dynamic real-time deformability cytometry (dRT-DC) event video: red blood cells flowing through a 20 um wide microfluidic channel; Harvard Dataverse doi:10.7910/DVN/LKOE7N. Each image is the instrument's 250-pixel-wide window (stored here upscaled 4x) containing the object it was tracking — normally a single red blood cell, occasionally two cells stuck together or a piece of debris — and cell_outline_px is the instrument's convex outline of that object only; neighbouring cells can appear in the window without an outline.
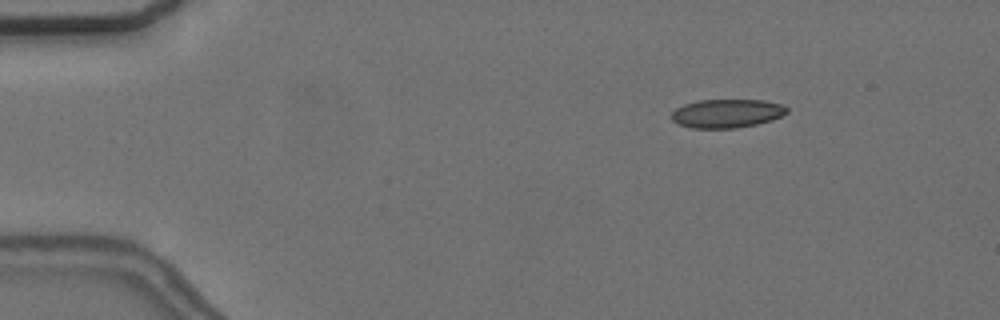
{"species": "common noctule bat (a hibernating species)", "species_latin": "Nyctalus noctula", "temperature_condition": "cold", "stored_images_in_passage": 19, "camera_frame_rate_fps": 3000, "um_per_image_px": 0.085, "animal": {"sex": "female", "body_mass_g": 24.6, "forearm_length_mm": 56.2}, "frame": {"image": 1, "passage_image": 8, "time_ms": 2.333, "image_size_px": [1000, 320], "cell_outline_px": [[788, 112], [772, 120], [756, 124], [736, 128], [692, 128], [676, 124], [672, 120], [672, 112], [676, 108], [684, 104], [700, 100], [764, 100], [784, 104], [788, 108]], "centroid_in_image_um": [61.79, 9.64], "position_along_channel_um": 23.2, "area_um2": 19.36}}